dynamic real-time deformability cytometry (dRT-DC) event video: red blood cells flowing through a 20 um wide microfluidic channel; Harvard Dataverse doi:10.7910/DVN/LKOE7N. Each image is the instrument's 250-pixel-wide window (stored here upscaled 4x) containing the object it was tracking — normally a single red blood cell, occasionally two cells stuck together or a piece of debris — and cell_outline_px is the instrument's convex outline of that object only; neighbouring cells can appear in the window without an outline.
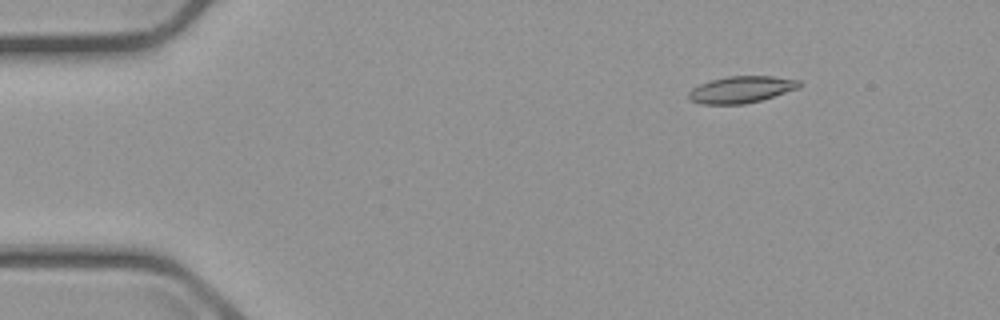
{"species": "common noctule bat (a hibernating species)", "species_latin": "Nyctalus noctula", "temperature_condition": "cold", "stored_images_in_passage": 5, "camera_frame_rate_fps": 3000, "um_per_image_px": 0.085, "animal": {"sex": "male", "body_mass_g": 23.1, "forearm_length_mm": 52.7}, "frame": {"image": 1, "passage_image": 1, "time_ms": 0.0, "image_size_px": [1000, 320], "cell_outline_px": [[800, 88], [760, 100], [744, 104], [704, 104], [688, 100], [688, 92], [692, 88], [700, 84], [712, 80], [728, 76], [772, 76], [800, 80]], "centroid_in_image_um": [63.0, 7.61], "position_along_channel_um": 22.0, "area_um2": 17.17}}
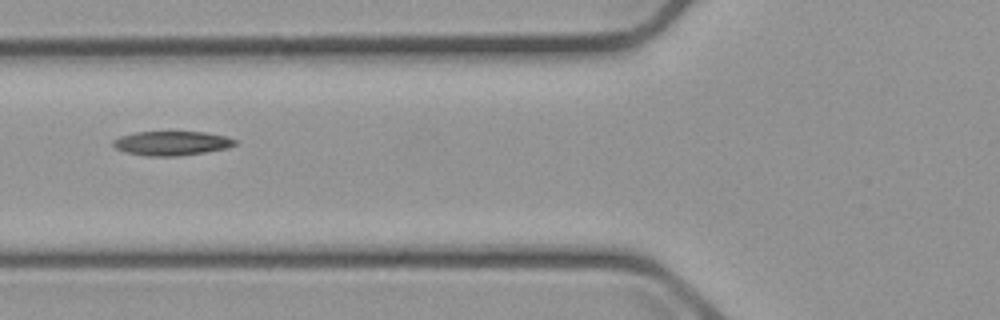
{"frame": {"image": 2, "passage_image": 5, "time_ms": 4.667, "image_size_px": [1000, 320], "cell_outline_px": [[236, 144], [228, 148], [204, 152], [176, 156], [148, 156], [124, 152], [116, 148], [112, 144], [112, 140], [120, 136], [136, 132], [204, 132], [228, 136], [236, 140]], "centroid_in_image_um": [14.59, 12.17], "position_along_channel_um": 111.2, "area_um2": 17.22}}